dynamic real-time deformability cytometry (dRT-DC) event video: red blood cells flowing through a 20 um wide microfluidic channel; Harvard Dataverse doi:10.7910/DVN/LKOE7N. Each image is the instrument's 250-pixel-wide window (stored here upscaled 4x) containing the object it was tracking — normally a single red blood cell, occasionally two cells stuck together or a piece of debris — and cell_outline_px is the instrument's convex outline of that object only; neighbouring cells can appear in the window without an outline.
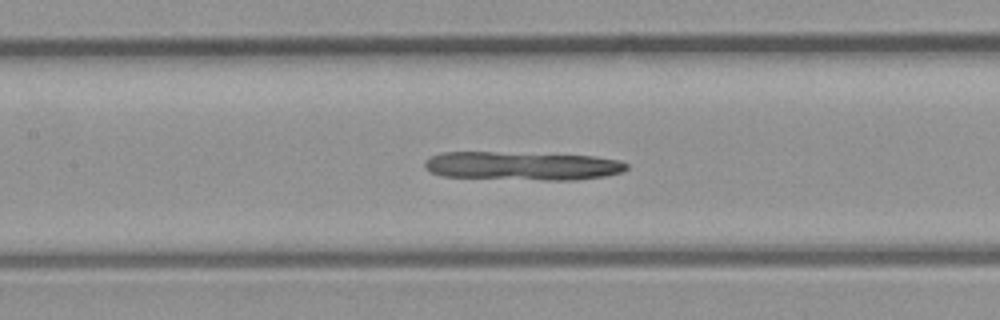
{"species": "common noctule bat (a hibernating species)", "species_latin": "Nyctalus noctula", "temperature_condition": "room temperature", "stored_images_in_passage": 40, "camera_frame_rate_fps": 3000, "um_per_image_px": 0.085, "animal": {"sex": "male", "body_mass_g": 23.1, "forearm_length_mm": 52.7}, "frame": {"image": 1, "passage_image": 18, "time_ms": 5.667, "image_size_px": [1000, 320], "cell_outline_px": [[628, 168], [624, 172], [604, 176], [576, 180], [544, 180], [444, 176], [432, 172], [424, 168], [424, 160], [440, 152], [492, 152], [596, 156], [620, 160], [628, 164]], "centroid_in_image_um": [44.42, 14.1], "position_along_channel_um": 163.0, "area_um2": 33.58}}
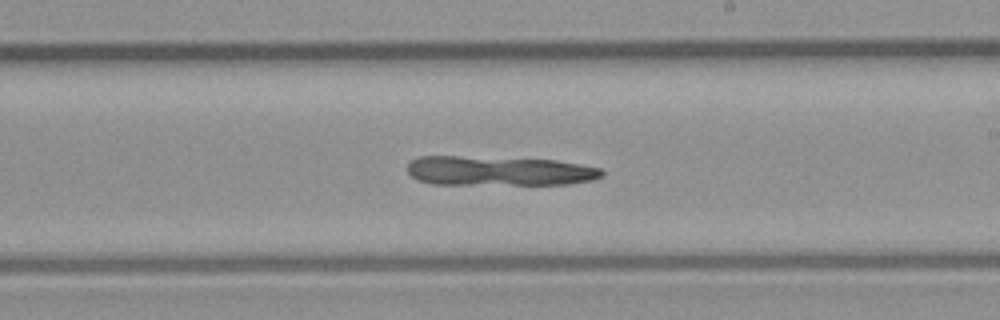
{"frame": {"image": 2, "passage_image": 23, "time_ms": 7.333, "image_size_px": [1000, 320], "cell_outline_px": [[604, 176], [592, 180], [568, 184], [432, 184], [420, 180], [412, 176], [408, 172], [408, 164], [412, 160], [420, 156], [460, 156], [556, 160], [600, 168], [604, 172]], "centroid_in_image_um": [42.42, 14.53], "position_along_channel_um": 246.6, "area_um2": 33.35}}